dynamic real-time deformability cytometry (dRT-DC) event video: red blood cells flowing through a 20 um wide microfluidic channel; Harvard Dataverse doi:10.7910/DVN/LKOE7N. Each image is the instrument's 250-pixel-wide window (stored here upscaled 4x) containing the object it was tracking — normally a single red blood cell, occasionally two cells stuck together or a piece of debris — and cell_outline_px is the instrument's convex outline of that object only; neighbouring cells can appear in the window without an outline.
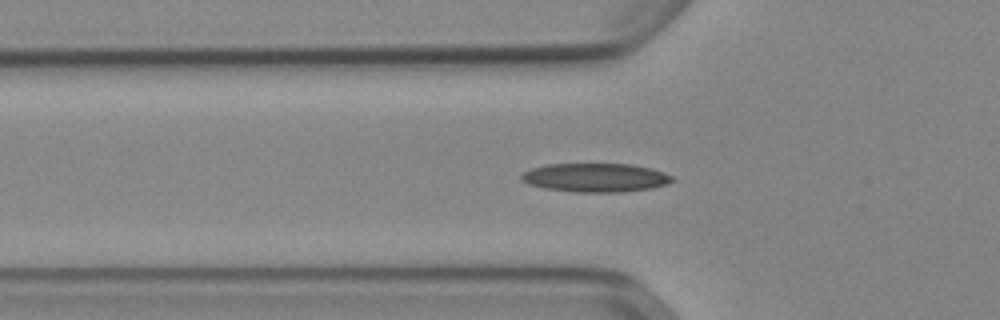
{"species": "Egyptian fruit bat (a non-hibernating species)", "species_latin": "Rousettus aegyptiacus", "temperature_condition": "cold", "stored_images_in_passage": 37, "segment_of_instrument_passage": [1, 2], "camera_frame_rate_fps": 3000, "um_per_image_px": 0.085, "animal": {"sex": "female"}, "frame": {"image": 1, "passage_image": 2, "time_ms": 0.333, "image_size_px": [1000, 320], "cell_outline_px": [[676, 180], [668, 184], [652, 188], [620, 192], [576, 192], [544, 188], [528, 184], [520, 180], [520, 176], [524, 172], [532, 168], [548, 164], [632, 164], [652, 168], [664, 172], [672, 176]], "centroid_in_image_um": [50.64, 15.09], "position_along_channel_um": 75.2, "area_um2": 25.43}}
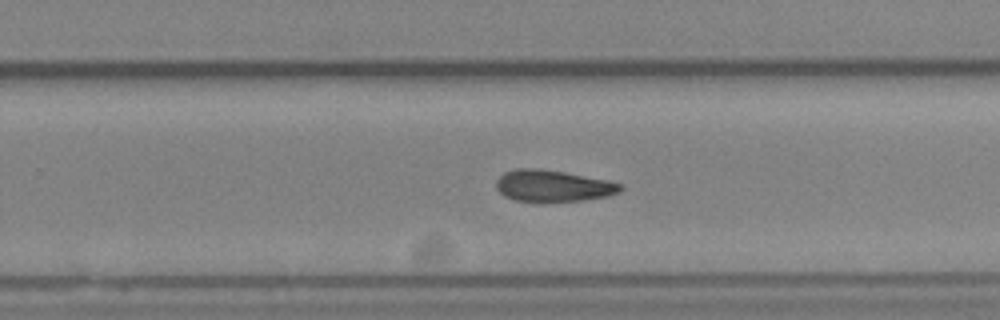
{"frame": {"image": 2, "passage_image": 18, "time_ms": 5.667, "image_size_px": [1000, 320], "cell_outline_px": [[624, 188], [620, 192], [608, 196], [584, 200], [544, 204], [516, 200], [504, 196], [496, 188], [496, 180], [504, 172], [516, 168], [536, 168], [564, 172], [608, 180], [620, 184]], "centroid_in_image_um": [46.99, 15.83], "position_along_channel_um": 282.8, "area_um2": 23.47}}
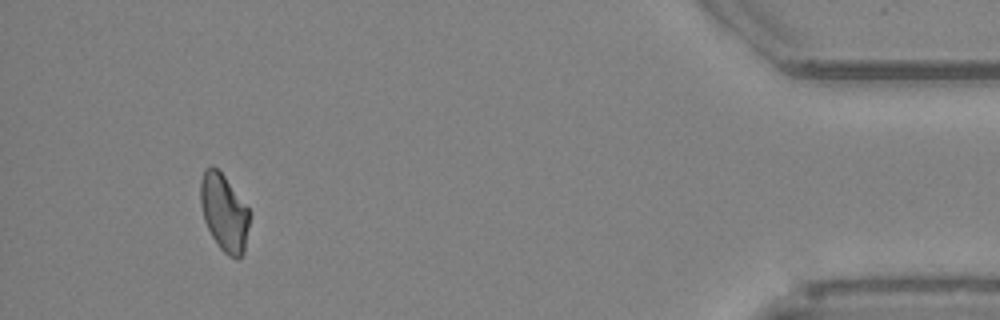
{"frame": {"image": 3, "passage_image": 33, "time_ms": 10.667, "image_size_px": [1000, 320], "cell_outline_px": [[248, 224], [244, 252], [236, 260], [228, 256], [216, 244], [204, 220], [200, 204], [200, 180], [204, 168], [212, 164], [224, 176], [248, 208]], "centroid_in_image_um": [19.01, 18.06], "position_along_channel_um": 416.2, "area_um2": 21.85}}